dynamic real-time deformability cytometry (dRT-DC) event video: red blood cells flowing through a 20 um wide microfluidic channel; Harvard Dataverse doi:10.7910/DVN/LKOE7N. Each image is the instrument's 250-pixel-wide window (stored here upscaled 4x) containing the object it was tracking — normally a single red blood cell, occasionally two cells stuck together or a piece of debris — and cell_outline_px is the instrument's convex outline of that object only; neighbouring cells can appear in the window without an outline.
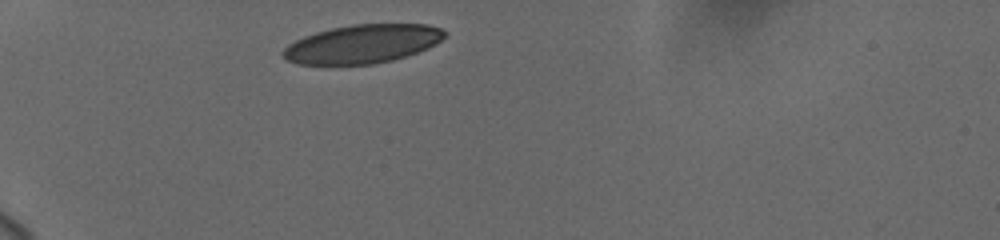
{"species": "human", "species_latin": "Homo sapiens", "temperature_condition": "cold", "stored_images_in_passage": 3, "camera_frame_rate_fps": 3000, "um_per_image_px": 0.085, "donor": {"sex": "female"}, "frame": {"image": 1, "passage_image": 1, "time_ms": 0.0, "image_size_px": [1000, 240], "cell_outline_px": [[444, 36], [436, 44], [428, 48], [392, 60], [372, 64], [296, 64], [288, 60], [280, 52], [288, 44], [304, 36], [316, 32], [332, 28], [352, 24], [428, 24], [440, 28], [444, 32]], "centroid_in_image_um": [30.79, 3.73], "position_along_channel_um": 54.2, "area_um2": 36.07}}
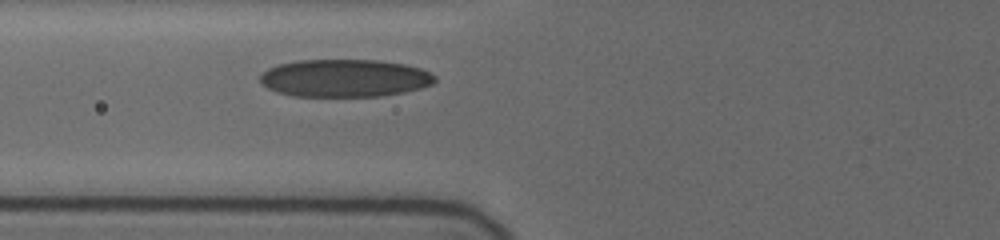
{"frame": {"image": 2, "passage_image": 3, "time_ms": 2.0, "image_size_px": [1000, 240], "cell_outline_px": [[436, 80], [432, 84], [420, 88], [404, 92], [380, 96], [292, 96], [276, 92], [260, 84], [260, 76], [268, 68], [280, 64], [296, 60], [380, 60], [404, 64], [420, 68], [436, 76]], "centroid_in_image_um": [29.28, 6.64], "position_along_channel_um": 96.5, "area_um2": 38.44}}